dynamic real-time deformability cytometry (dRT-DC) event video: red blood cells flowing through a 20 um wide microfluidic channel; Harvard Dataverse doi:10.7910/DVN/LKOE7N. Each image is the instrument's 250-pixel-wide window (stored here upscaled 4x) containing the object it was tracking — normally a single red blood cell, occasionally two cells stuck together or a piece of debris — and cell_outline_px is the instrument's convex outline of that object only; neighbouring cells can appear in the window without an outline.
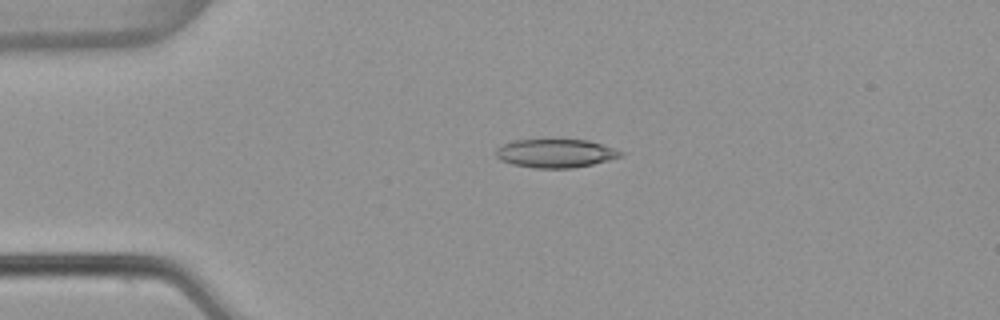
{"species": "common noctule bat (a hibernating species)", "species_latin": "Nyctalus noctula", "temperature_condition": "warm", "stored_images_in_passage": 5, "camera_frame_rate_fps": 3000, "um_per_image_px": 0.085, "animal": {"sex": "female", "body_mass_g": 22.7, "forearm_length_mm": 54.2}, "frame": {"image": 1, "passage_image": 4, "time_ms": 1.0, "image_size_px": [1000, 320], "cell_outline_px": [[624, 156], [592, 164], [572, 168], [536, 168], [512, 164], [500, 160], [496, 156], [496, 148], [512, 140], [588, 140], [624, 152]], "centroid_in_image_um": [47.21, 13.03], "position_along_channel_um": 37.8, "area_um2": 20.58}}